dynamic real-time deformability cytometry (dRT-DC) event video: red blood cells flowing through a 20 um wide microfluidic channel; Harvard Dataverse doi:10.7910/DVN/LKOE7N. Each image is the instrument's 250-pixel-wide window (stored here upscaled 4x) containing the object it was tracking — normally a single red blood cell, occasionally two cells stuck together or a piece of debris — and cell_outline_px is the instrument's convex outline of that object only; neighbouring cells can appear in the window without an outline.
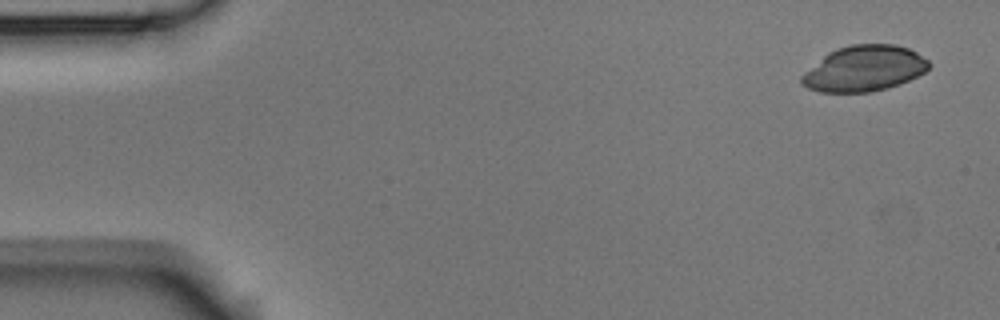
{"species": "Egyptian fruit bat (a non-hibernating species)", "species_latin": "Rousettus aegyptiacus", "temperature_condition": "room temperature", "stored_images_in_passage": 6, "camera_frame_rate_fps": 3000, "um_per_image_px": 0.085, "animal": {"sex": "male"}, "frame": {"image": 1, "passage_image": 1, "time_ms": 0.0, "image_size_px": [1000, 320], "cell_outline_px": [[932, 64], [924, 72], [900, 84], [872, 92], [820, 92], [808, 88], [800, 84], [800, 76], [804, 72], [828, 52], [836, 48], [852, 44], [896, 44], [908, 48], [916, 52], [928, 60]], "centroid_in_image_um": [73.44, 5.82], "position_along_channel_um": 11.6, "area_um2": 33.99}}
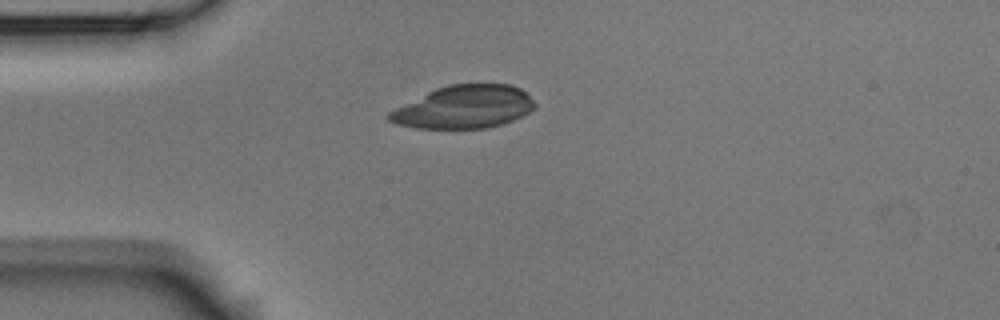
{"frame": {"image": 2, "passage_image": 4, "time_ms": 1.0, "image_size_px": [1000, 320], "cell_outline_px": [[536, 108], [504, 124], [488, 128], [416, 128], [396, 124], [388, 120], [384, 116], [388, 112], [436, 88], [448, 84], [508, 84], [520, 88], [536, 104]], "centroid_in_image_um": [39.42, 9.1], "position_along_channel_um": 45.6, "area_um2": 36.24}}